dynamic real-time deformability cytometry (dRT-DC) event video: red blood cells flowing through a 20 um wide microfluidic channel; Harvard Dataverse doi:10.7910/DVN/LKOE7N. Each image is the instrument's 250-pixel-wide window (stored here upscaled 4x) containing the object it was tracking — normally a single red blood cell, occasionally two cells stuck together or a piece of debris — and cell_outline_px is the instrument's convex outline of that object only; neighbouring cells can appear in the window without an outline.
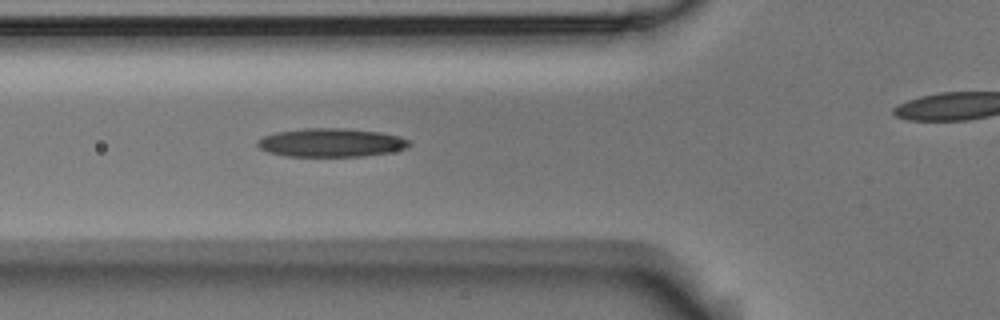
{"species": "Egyptian fruit bat (a non-hibernating species)", "species_latin": "Rousettus aegyptiacus", "temperature_condition": "room temperature", "stored_images_in_passage": 6, "segment_of_instrument_passage": [1, 2], "camera_frame_rate_fps": 3000, "um_per_image_px": 0.085, "animal": {"sex": "male"}, "frame": {"image": 1, "passage_image": 5, "time_ms": 1.333, "image_size_px": [1000, 320], "cell_outline_px": [[412, 144], [404, 148], [392, 152], [364, 156], [284, 156], [268, 152], [260, 148], [256, 144], [256, 140], [264, 136], [276, 132], [304, 128], [344, 128], [380, 132], [400, 136], [412, 140]], "centroid_in_image_um": [28.16, 12.12], "position_along_channel_um": 97.6, "area_um2": 25.43}}